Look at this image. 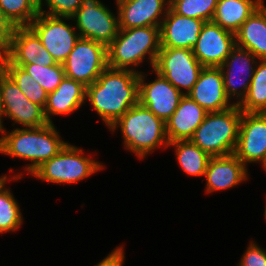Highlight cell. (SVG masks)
Segmentation results:
<instances>
[{"mask_svg": "<svg viewBox=\"0 0 266 266\" xmlns=\"http://www.w3.org/2000/svg\"><path fill=\"white\" fill-rule=\"evenodd\" d=\"M139 73L107 67L86 87V100L110 128L138 103Z\"/></svg>", "mask_w": 266, "mask_h": 266, "instance_id": "cell-1", "label": "cell"}, {"mask_svg": "<svg viewBox=\"0 0 266 266\" xmlns=\"http://www.w3.org/2000/svg\"><path fill=\"white\" fill-rule=\"evenodd\" d=\"M0 135V153L30 161L24 168L30 175L68 143L61 139L54 123L40 127H16L11 132L4 128Z\"/></svg>", "mask_w": 266, "mask_h": 266, "instance_id": "cell-2", "label": "cell"}, {"mask_svg": "<svg viewBox=\"0 0 266 266\" xmlns=\"http://www.w3.org/2000/svg\"><path fill=\"white\" fill-rule=\"evenodd\" d=\"M120 128L126 150L139 159L145 158L158 147L168 148L165 122L139 102L110 126V131Z\"/></svg>", "mask_w": 266, "mask_h": 266, "instance_id": "cell-3", "label": "cell"}, {"mask_svg": "<svg viewBox=\"0 0 266 266\" xmlns=\"http://www.w3.org/2000/svg\"><path fill=\"white\" fill-rule=\"evenodd\" d=\"M160 49V27L144 26L120 29L118 35L107 46V64L112 69L140 73L135 68L144 62L146 56L149 57L148 61L153 69ZM133 67L135 68L133 69Z\"/></svg>", "mask_w": 266, "mask_h": 266, "instance_id": "cell-4", "label": "cell"}, {"mask_svg": "<svg viewBox=\"0 0 266 266\" xmlns=\"http://www.w3.org/2000/svg\"><path fill=\"white\" fill-rule=\"evenodd\" d=\"M241 118L242 111L236 104L224 111L207 112L190 140L211 157L234 154Z\"/></svg>", "mask_w": 266, "mask_h": 266, "instance_id": "cell-5", "label": "cell"}, {"mask_svg": "<svg viewBox=\"0 0 266 266\" xmlns=\"http://www.w3.org/2000/svg\"><path fill=\"white\" fill-rule=\"evenodd\" d=\"M83 149L67 143L54 157L44 162L31 176L55 184H75L104 169L103 163L83 155Z\"/></svg>", "mask_w": 266, "mask_h": 266, "instance_id": "cell-6", "label": "cell"}, {"mask_svg": "<svg viewBox=\"0 0 266 266\" xmlns=\"http://www.w3.org/2000/svg\"><path fill=\"white\" fill-rule=\"evenodd\" d=\"M203 68L191 49L165 47H161L153 66L155 72L167 79L183 95L192 90Z\"/></svg>", "mask_w": 266, "mask_h": 266, "instance_id": "cell-7", "label": "cell"}, {"mask_svg": "<svg viewBox=\"0 0 266 266\" xmlns=\"http://www.w3.org/2000/svg\"><path fill=\"white\" fill-rule=\"evenodd\" d=\"M100 0H86L71 17L81 38L108 46L118 35L119 17Z\"/></svg>", "mask_w": 266, "mask_h": 266, "instance_id": "cell-8", "label": "cell"}, {"mask_svg": "<svg viewBox=\"0 0 266 266\" xmlns=\"http://www.w3.org/2000/svg\"><path fill=\"white\" fill-rule=\"evenodd\" d=\"M63 67L66 77L87 87L108 67L107 47L80 37L63 63Z\"/></svg>", "mask_w": 266, "mask_h": 266, "instance_id": "cell-9", "label": "cell"}, {"mask_svg": "<svg viewBox=\"0 0 266 266\" xmlns=\"http://www.w3.org/2000/svg\"><path fill=\"white\" fill-rule=\"evenodd\" d=\"M65 20L69 21L72 18L54 17L39 12L38 16L29 25L56 63L60 64L66 61L75 43L80 38L77 29Z\"/></svg>", "mask_w": 266, "mask_h": 266, "instance_id": "cell-10", "label": "cell"}, {"mask_svg": "<svg viewBox=\"0 0 266 266\" xmlns=\"http://www.w3.org/2000/svg\"><path fill=\"white\" fill-rule=\"evenodd\" d=\"M0 99L3 118L8 117L25 127H40L49 124L44 108L30 101L16 83L0 68Z\"/></svg>", "mask_w": 266, "mask_h": 266, "instance_id": "cell-11", "label": "cell"}, {"mask_svg": "<svg viewBox=\"0 0 266 266\" xmlns=\"http://www.w3.org/2000/svg\"><path fill=\"white\" fill-rule=\"evenodd\" d=\"M258 61L249 50L236 45L220 66L226 96L238 99L234 104L239 105L246 97Z\"/></svg>", "mask_w": 266, "mask_h": 266, "instance_id": "cell-12", "label": "cell"}, {"mask_svg": "<svg viewBox=\"0 0 266 266\" xmlns=\"http://www.w3.org/2000/svg\"><path fill=\"white\" fill-rule=\"evenodd\" d=\"M234 155L246 167L266 161V113L242 112Z\"/></svg>", "mask_w": 266, "mask_h": 266, "instance_id": "cell-13", "label": "cell"}, {"mask_svg": "<svg viewBox=\"0 0 266 266\" xmlns=\"http://www.w3.org/2000/svg\"><path fill=\"white\" fill-rule=\"evenodd\" d=\"M156 79L146 83L145 72L139 73L138 102L166 122L177 109L184 96L167 79L155 72Z\"/></svg>", "mask_w": 266, "mask_h": 266, "instance_id": "cell-14", "label": "cell"}, {"mask_svg": "<svg viewBox=\"0 0 266 266\" xmlns=\"http://www.w3.org/2000/svg\"><path fill=\"white\" fill-rule=\"evenodd\" d=\"M235 46L234 33L206 21L192 52L204 67H220Z\"/></svg>", "mask_w": 266, "mask_h": 266, "instance_id": "cell-15", "label": "cell"}, {"mask_svg": "<svg viewBox=\"0 0 266 266\" xmlns=\"http://www.w3.org/2000/svg\"><path fill=\"white\" fill-rule=\"evenodd\" d=\"M120 29L160 27L170 0H116Z\"/></svg>", "mask_w": 266, "mask_h": 266, "instance_id": "cell-16", "label": "cell"}, {"mask_svg": "<svg viewBox=\"0 0 266 266\" xmlns=\"http://www.w3.org/2000/svg\"><path fill=\"white\" fill-rule=\"evenodd\" d=\"M187 95L207 112H220L235 105L226 96L220 67H204Z\"/></svg>", "mask_w": 266, "mask_h": 266, "instance_id": "cell-17", "label": "cell"}, {"mask_svg": "<svg viewBox=\"0 0 266 266\" xmlns=\"http://www.w3.org/2000/svg\"><path fill=\"white\" fill-rule=\"evenodd\" d=\"M3 55L12 64H37L41 66L56 64L40 38L29 26L15 27L10 46Z\"/></svg>", "mask_w": 266, "mask_h": 266, "instance_id": "cell-18", "label": "cell"}, {"mask_svg": "<svg viewBox=\"0 0 266 266\" xmlns=\"http://www.w3.org/2000/svg\"><path fill=\"white\" fill-rule=\"evenodd\" d=\"M205 21L178 15L169 8L160 26L161 47L191 49Z\"/></svg>", "mask_w": 266, "mask_h": 266, "instance_id": "cell-19", "label": "cell"}, {"mask_svg": "<svg viewBox=\"0 0 266 266\" xmlns=\"http://www.w3.org/2000/svg\"><path fill=\"white\" fill-rule=\"evenodd\" d=\"M247 169L234 154L211 157L204 176L206 193L236 187L248 179Z\"/></svg>", "mask_w": 266, "mask_h": 266, "instance_id": "cell-20", "label": "cell"}, {"mask_svg": "<svg viewBox=\"0 0 266 266\" xmlns=\"http://www.w3.org/2000/svg\"><path fill=\"white\" fill-rule=\"evenodd\" d=\"M206 114V110L188 95H184L177 109L165 122L168 142L190 140Z\"/></svg>", "mask_w": 266, "mask_h": 266, "instance_id": "cell-21", "label": "cell"}, {"mask_svg": "<svg viewBox=\"0 0 266 266\" xmlns=\"http://www.w3.org/2000/svg\"><path fill=\"white\" fill-rule=\"evenodd\" d=\"M86 103V86L68 77H64L55 91L48 93L44 114L49 123L52 115H68Z\"/></svg>", "mask_w": 266, "mask_h": 266, "instance_id": "cell-22", "label": "cell"}, {"mask_svg": "<svg viewBox=\"0 0 266 266\" xmlns=\"http://www.w3.org/2000/svg\"><path fill=\"white\" fill-rule=\"evenodd\" d=\"M236 45L266 60V14L259 7L235 33Z\"/></svg>", "mask_w": 266, "mask_h": 266, "instance_id": "cell-23", "label": "cell"}, {"mask_svg": "<svg viewBox=\"0 0 266 266\" xmlns=\"http://www.w3.org/2000/svg\"><path fill=\"white\" fill-rule=\"evenodd\" d=\"M261 0H218L212 21L236 33L248 17L259 8Z\"/></svg>", "mask_w": 266, "mask_h": 266, "instance_id": "cell-24", "label": "cell"}, {"mask_svg": "<svg viewBox=\"0 0 266 266\" xmlns=\"http://www.w3.org/2000/svg\"><path fill=\"white\" fill-rule=\"evenodd\" d=\"M173 147L177 155L176 160L184 173L190 176H205L211 156L195 145L191 140L169 142L168 147Z\"/></svg>", "mask_w": 266, "mask_h": 266, "instance_id": "cell-25", "label": "cell"}, {"mask_svg": "<svg viewBox=\"0 0 266 266\" xmlns=\"http://www.w3.org/2000/svg\"><path fill=\"white\" fill-rule=\"evenodd\" d=\"M0 68L16 83L30 101L45 107L48 93L26 70L13 65L3 54L0 57Z\"/></svg>", "mask_w": 266, "mask_h": 266, "instance_id": "cell-26", "label": "cell"}, {"mask_svg": "<svg viewBox=\"0 0 266 266\" xmlns=\"http://www.w3.org/2000/svg\"><path fill=\"white\" fill-rule=\"evenodd\" d=\"M242 112L266 113V60H259L246 97L238 105Z\"/></svg>", "mask_w": 266, "mask_h": 266, "instance_id": "cell-27", "label": "cell"}, {"mask_svg": "<svg viewBox=\"0 0 266 266\" xmlns=\"http://www.w3.org/2000/svg\"><path fill=\"white\" fill-rule=\"evenodd\" d=\"M0 9L15 27L29 26L39 14L38 0H0Z\"/></svg>", "mask_w": 266, "mask_h": 266, "instance_id": "cell-28", "label": "cell"}, {"mask_svg": "<svg viewBox=\"0 0 266 266\" xmlns=\"http://www.w3.org/2000/svg\"><path fill=\"white\" fill-rule=\"evenodd\" d=\"M20 206L10 189L0 190V233L15 232L23 222Z\"/></svg>", "mask_w": 266, "mask_h": 266, "instance_id": "cell-29", "label": "cell"}, {"mask_svg": "<svg viewBox=\"0 0 266 266\" xmlns=\"http://www.w3.org/2000/svg\"><path fill=\"white\" fill-rule=\"evenodd\" d=\"M218 0H170V8L178 15L212 21Z\"/></svg>", "mask_w": 266, "mask_h": 266, "instance_id": "cell-30", "label": "cell"}, {"mask_svg": "<svg viewBox=\"0 0 266 266\" xmlns=\"http://www.w3.org/2000/svg\"><path fill=\"white\" fill-rule=\"evenodd\" d=\"M22 67L37 81L47 92L56 90L65 77L63 64L56 63L52 66H41L37 64H13Z\"/></svg>", "mask_w": 266, "mask_h": 266, "instance_id": "cell-31", "label": "cell"}, {"mask_svg": "<svg viewBox=\"0 0 266 266\" xmlns=\"http://www.w3.org/2000/svg\"><path fill=\"white\" fill-rule=\"evenodd\" d=\"M85 1L86 0H39V12L54 17H72ZM44 4L49 10L42 9Z\"/></svg>", "mask_w": 266, "mask_h": 266, "instance_id": "cell-32", "label": "cell"}, {"mask_svg": "<svg viewBox=\"0 0 266 266\" xmlns=\"http://www.w3.org/2000/svg\"><path fill=\"white\" fill-rule=\"evenodd\" d=\"M266 250L251 241L238 266H266Z\"/></svg>", "mask_w": 266, "mask_h": 266, "instance_id": "cell-33", "label": "cell"}, {"mask_svg": "<svg viewBox=\"0 0 266 266\" xmlns=\"http://www.w3.org/2000/svg\"><path fill=\"white\" fill-rule=\"evenodd\" d=\"M15 25L4 15L0 9V54L10 46Z\"/></svg>", "mask_w": 266, "mask_h": 266, "instance_id": "cell-34", "label": "cell"}, {"mask_svg": "<svg viewBox=\"0 0 266 266\" xmlns=\"http://www.w3.org/2000/svg\"><path fill=\"white\" fill-rule=\"evenodd\" d=\"M125 260L123 246H118L112 250L104 259H102L96 266H123Z\"/></svg>", "mask_w": 266, "mask_h": 266, "instance_id": "cell-35", "label": "cell"}, {"mask_svg": "<svg viewBox=\"0 0 266 266\" xmlns=\"http://www.w3.org/2000/svg\"><path fill=\"white\" fill-rule=\"evenodd\" d=\"M9 179L10 178H8L7 175L0 176V190L6 186L5 184Z\"/></svg>", "mask_w": 266, "mask_h": 266, "instance_id": "cell-36", "label": "cell"}, {"mask_svg": "<svg viewBox=\"0 0 266 266\" xmlns=\"http://www.w3.org/2000/svg\"><path fill=\"white\" fill-rule=\"evenodd\" d=\"M3 114H2V107H1V99H0V132L4 129L3 125Z\"/></svg>", "mask_w": 266, "mask_h": 266, "instance_id": "cell-37", "label": "cell"}, {"mask_svg": "<svg viewBox=\"0 0 266 266\" xmlns=\"http://www.w3.org/2000/svg\"><path fill=\"white\" fill-rule=\"evenodd\" d=\"M259 7L265 12L266 14V5L264 4V0H261Z\"/></svg>", "mask_w": 266, "mask_h": 266, "instance_id": "cell-38", "label": "cell"}, {"mask_svg": "<svg viewBox=\"0 0 266 266\" xmlns=\"http://www.w3.org/2000/svg\"><path fill=\"white\" fill-rule=\"evenodd\" d=\"M262 167H263V169H264L265 172H266V161L262 164Z\"/></svg>", "mask_w": 266, "mask_h": 266, "instance_id": "cell-39", "label": "cell"}, {"mask_svg": "<svg viewBox=\"0 0 266 266\" xmlns=\"http://www.w3.org/2000/svg\"><path fill=\"white\" fill-rule=\"evenodd\" d=\"M264 214H265L264 217H265V220H266V206H265V212H264Z\"/></svg>", "mask_w": 266, "mask_h": 266, "instance_id": "cell-40", "label": "cell"}]
</instances>
